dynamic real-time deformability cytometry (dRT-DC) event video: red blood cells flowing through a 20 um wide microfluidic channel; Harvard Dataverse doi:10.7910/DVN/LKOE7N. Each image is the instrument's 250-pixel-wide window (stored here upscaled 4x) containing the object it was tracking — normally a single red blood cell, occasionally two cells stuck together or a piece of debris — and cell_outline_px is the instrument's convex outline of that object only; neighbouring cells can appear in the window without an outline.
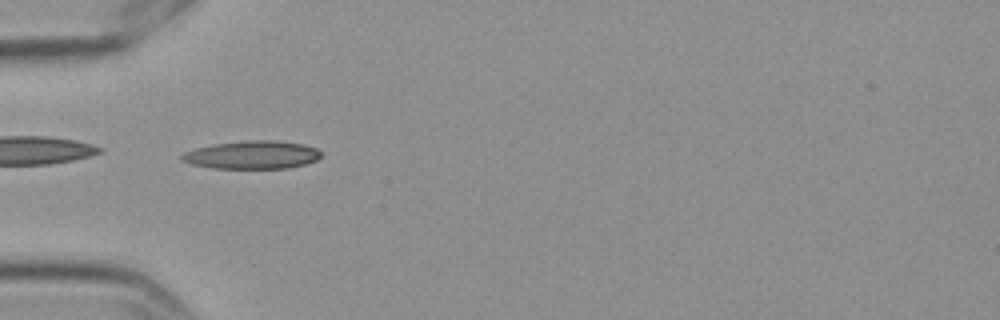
{"species": "Egyptian fruit bat (a non-hibernating species)", "species_latin": "Rousettus aegyptiacus", "temperature_condition": "cold", "stored_images_in_passage": 6, "camera_frame_rate_fps": 3000, "um_per_image_px": 0.085, "frame": {"image": 1, "passage_image": 6, "time_ms": 1.667, "image_size_px": [1000, 320], "cell_outline_px": [[320, 156], [316, 160], [304, 164], [288, 168], [212, 168], [192, 164], [180, 160], [180, 156], [184, 152], [196, 148], [216, 144], [248, 140], [272, 140], [304, 144], [316, 148], [320, 152]], "centroid_in_image_um": [21.42, 13.16], "position_along_channel_um": 63.6, "area_um2": 22.6}}